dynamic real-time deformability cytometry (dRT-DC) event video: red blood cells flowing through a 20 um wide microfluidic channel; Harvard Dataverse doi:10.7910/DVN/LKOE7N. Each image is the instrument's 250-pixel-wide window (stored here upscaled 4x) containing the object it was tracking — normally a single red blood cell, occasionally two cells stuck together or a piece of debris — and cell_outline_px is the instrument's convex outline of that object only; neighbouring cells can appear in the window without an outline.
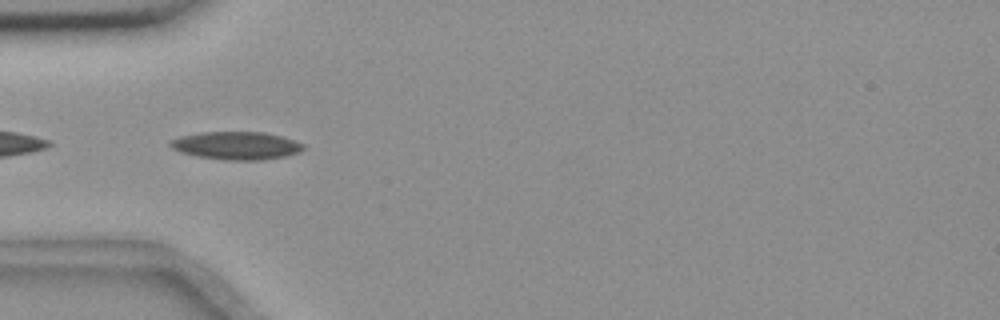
{"species": "common noctule bat (a hibernating species)", "species_latin": "Nyctalus noctula", "temperature_condition": "room temperature", "stored_images_in_passage": 35, "camera_frame_rate_fps": 3000, "um_per_image_px": 0.085, "animal": {"sex": "female", "body_mass_g": 18.4}, "frame": {"image": 1, "passage_image": 2, "time_ms": 0.333, "image_size_px": [1000, 320], "cell_outline_px": [[304, 148], [300, 152], [284, 156], [264, 160], [224, 160], [196, 156], [172, 148], [168, 144], [172, 140], [180, 136], [204, 132], [264, 132], [280, 136], [304, 144]], "centroid_in_image_um": [20.1, 12.38], "position_along_channel_um": 64.9, "area_um2": 21.44}}
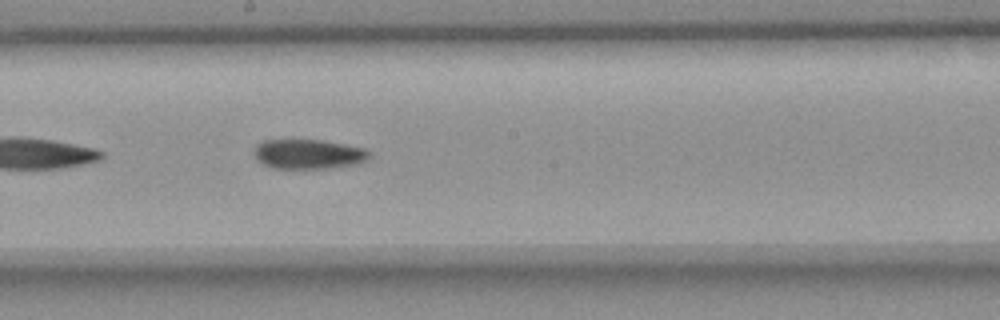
{"frame": {"image": 2, "passage_image": 15, "time_ms": 4.667, "image_size_px": [1000, 320], "cell_outline_px": [[372, 156], [368, 160], [356, 164], [332, 168], [272, 168], [256, 160], [256, 144], [264, 140], [324, 140], [364, 148]], "centroid_in_image_um": [26.25, 13.1], "position_along_channel_um": 221.9, "area_um2": 19.88}}
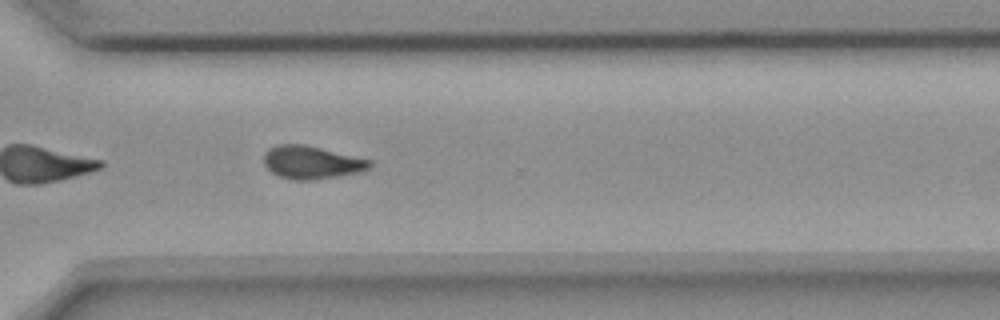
{"frame": {"image": 3, "passage_image": 25, "time_ms": 8.0, "image_size_px": [1000, 320], "cell_outline_px": [[372, 168], [360, 172], [312, 180], [292, 180], [280, 176], [272, 172], [264, 164], [264, 152], [268, 148], [276, 144], [304, 144], [372, 160]], "centroid_in_image_um": [26.48, 13.79], "position_along_channel_um": 344.1, "area_um2": 20.4}, "authors_computed_cell_mechanics": {"area_um2": 20.4034, "velocity_mm_per_s": 3.6581, "shape_relaxation_time_tau1_ms": 7.4569, "shape_relaxation_time_tau2_ms": 6.9538, "deformation_change_tau1": 0.1816, "deformation_change_tau2": 0.1375}}